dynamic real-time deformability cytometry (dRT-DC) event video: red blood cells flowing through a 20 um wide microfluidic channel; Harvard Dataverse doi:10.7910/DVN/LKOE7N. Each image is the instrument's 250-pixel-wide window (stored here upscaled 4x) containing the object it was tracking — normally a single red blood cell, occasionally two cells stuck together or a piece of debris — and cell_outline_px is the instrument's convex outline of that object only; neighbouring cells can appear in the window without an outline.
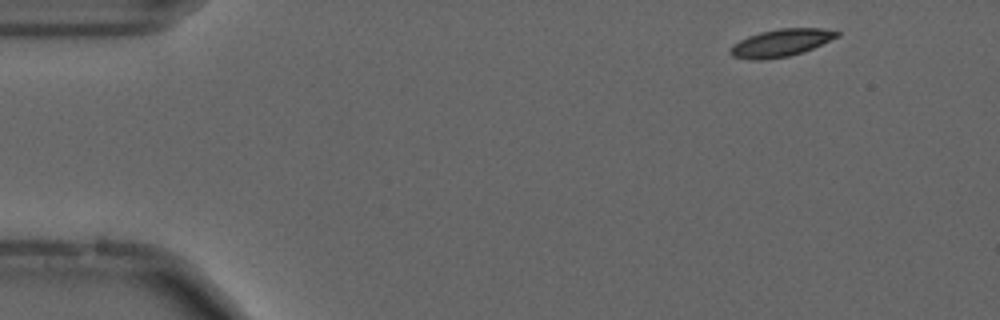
{"species": "common noctule bat (a hibernating species)", "species_latin": "Nyctalus noctula", "temperature_condition": "cold", "stored_images_in_passage": 49, "camera_frame_rate_fps": 3000, "um_per_image_px": 0.085, "animal": {"sex": "male", "forearm_length_mm": 52.5}, "frame": {"image": 1, "passage_image": 3, "time_ms": 0.667, "image_size_px": [1000, 320], "cell_outline_px": [[840, 36], [812, 48], [788, 56], [760, 60], [752, 60], [732, 56], [728, 52], [732, 44], [748, 36], [760, 32], [780, 28], [820, 28], [840, 32]], "centroid_in_image_um": [66.35, 3.64], "position_along_channel_um": 18.7, "area_um2": 16.94}}
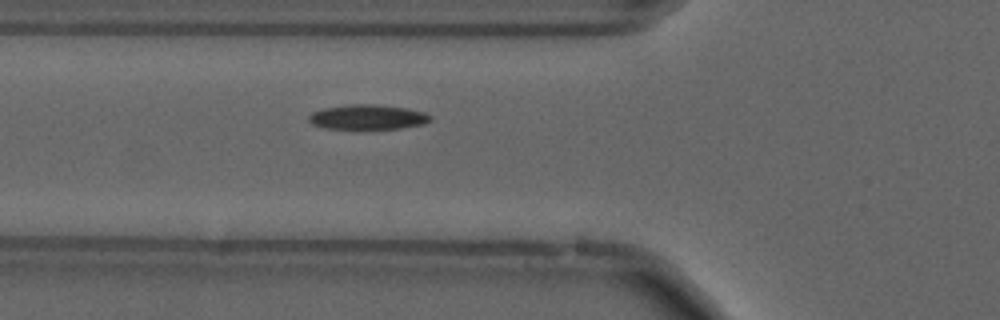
{"frame": {"image": 2, "passage_image": 17, "time_ms": 5.333, "image_size_px": [1000, 320], "cell_outline_px": [[432, 120], [424, 124], [400, 128], [364, 132], [360, 132], [324, 128], [312, 124], [308, 120], [308, 116], [312, 112], [324, 108], [352, 104], [376, 104], [404, 108], [424, 112], [432, 116]], "centroid_in_image_um": [31.23, 10.01], "position_along_channel_um": 94.6, "area_um2": 18.55}, "authors_computed_cell_mechanics": {"area_um2": 16.9932, "velocity_mm_per_s": 3.6718, "shape_relaxation_time_tau1_ms": 7.8965, "shape_relaxation_time_tau2_ms": null, "deformation_change_tau1": 0.1507, "deformation_change_tau2": null}}